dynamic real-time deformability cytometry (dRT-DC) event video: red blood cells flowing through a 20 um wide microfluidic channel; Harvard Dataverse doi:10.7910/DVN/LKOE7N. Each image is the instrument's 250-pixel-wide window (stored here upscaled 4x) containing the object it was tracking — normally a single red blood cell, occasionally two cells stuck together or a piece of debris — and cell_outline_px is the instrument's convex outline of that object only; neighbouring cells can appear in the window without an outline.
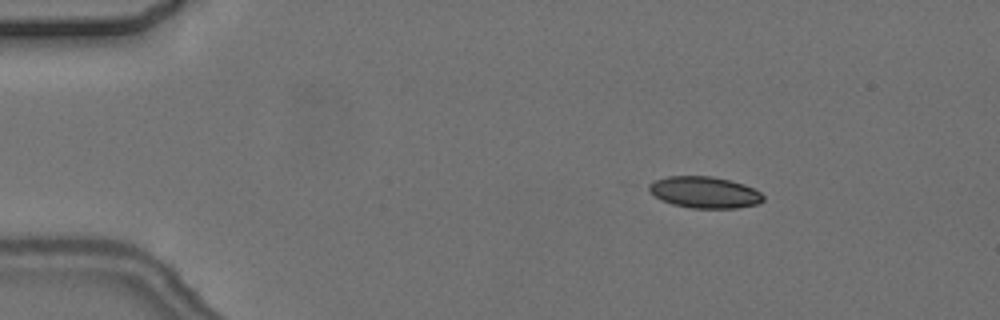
{"species": "common noctule bat (a hibernating species)", "species_latin": "Nyctalus noctula", "temperature_condition": "cold", "stored_images_in_passage": 4, "camera_frame_rate_fps": 3000, "um_per_image_px": 0.085, "animal": {"sex": "female", "body_mass_g": 24.6, "forearm_length_mm": 56.2}, "frame": {"image": 1, "passage_image": 1, "time_ms": 0.0, "image_size_px": [1000, 320], "cell_outline_px": [[764, 200], [760, 204], [736, 208], [692, 208], [672, 204], [648, 192], [648, 184], [656, 180], [668, 176], [712, 176], [744, 184], [760, 192], [764, 196]], "centroid_in_image_um": [59.9, 16.35], "position_along_channel_um": 25.1, "area_um2": 20.92}}